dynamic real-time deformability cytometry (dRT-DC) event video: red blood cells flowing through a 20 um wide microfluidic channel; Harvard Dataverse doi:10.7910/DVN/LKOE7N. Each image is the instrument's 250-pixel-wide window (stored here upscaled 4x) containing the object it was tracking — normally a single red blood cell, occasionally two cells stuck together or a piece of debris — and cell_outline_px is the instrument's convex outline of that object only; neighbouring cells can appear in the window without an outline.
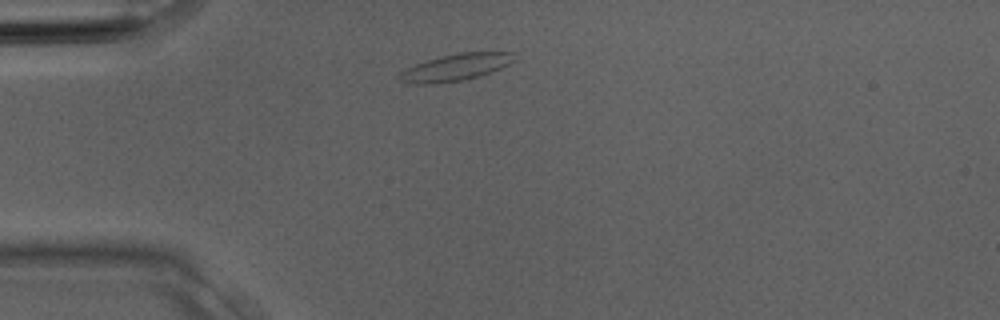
{"species": "Egyptian fruit bat (a non-hibernating species)", "species_latin": "Rousettus aegyptiacus", "temperature_condition": "room temperature", "stored_images_in_passage": 1, "camera_frame_rate_fps": 3000, "um_per_image_px": 0.085, "animal": {"sex": "male"}, "frame": {"image": 1, "passage_image": 1, "time_ms": 0.0, "image_size_px": [1000, 320], "cell_outline_px": [[516, 60], [500, 68], [480, 76], [460, 80], [432, 84], [412, 84], [396, 80], [396, 76], [400, 72], [424, 60], [440, 56], [460, 52], [512, 52]], "centroid_in_image_um": [38.67, 5.72], "position_along_channel_um": 46.3, "area_um2": 18.03}}